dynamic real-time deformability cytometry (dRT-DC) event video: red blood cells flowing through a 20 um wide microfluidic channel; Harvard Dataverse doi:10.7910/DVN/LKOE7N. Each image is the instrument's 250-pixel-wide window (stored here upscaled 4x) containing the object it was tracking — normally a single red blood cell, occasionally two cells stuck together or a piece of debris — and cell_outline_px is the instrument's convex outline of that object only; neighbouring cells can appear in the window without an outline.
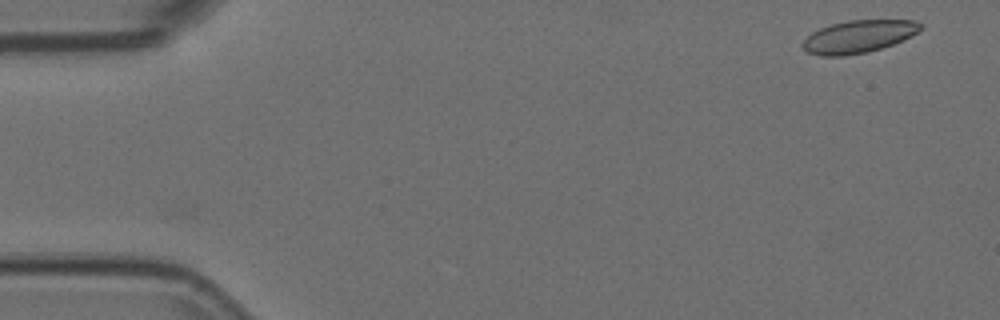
{"species": "Egyptian fruit bat (a non-hibernating species)", "species_latin": "Rousettus aegyptiacus", "temperature_condition": "room temperature", "stored_images_in_passage": 6, "camera_frame_rate_fps": 3000, "um_per_image_px": 0.085, "animal": {"sex": "female"}, "frame": {"image": 1, "passage_image": 1, "time_ms": 0.0, "image_size_px": [1000, 320], "cell_outline_px": [[924, 28], [912, 36], [904, 40], [868, 52], [844, 56], [820, 56], [808, 52], [800, 44], [812, 32], [820, 28], [832, 24], [848, 20], [912, 20], [924, 24]], "centroid_in_image_um": [73.0, 3.1], "position_along_channel_um": 12.0, "area_um2": 22.48}}
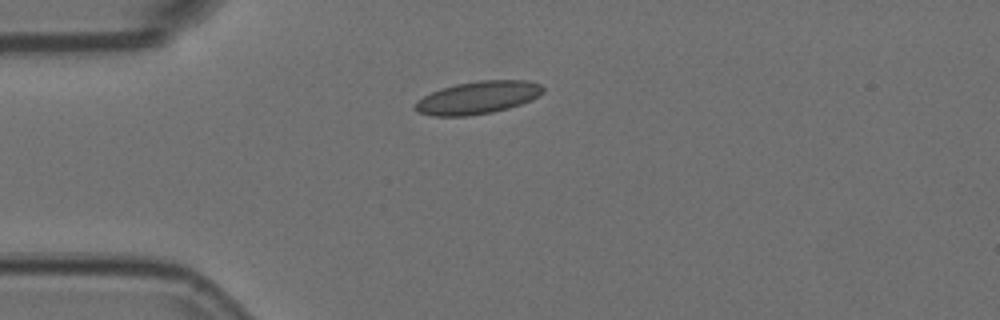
{"frame": {"image": 2, "passage_image": 4, "time_ms": 1.0, "image_size_px": [1000, 320], "cell_outline_px": [[544, 92], [520, 104], [508, 108], [492, 112], [468, 116], [432, 116], [420, 112], [412, 108], [424, 96], [440, 88], [456, 84], [480, 80], [528, 80], [540, 84], [544, 88]], "centroid_in_image_um": [40.61, 8.29], "position_along_channel_um": 44.4, "area_um2": 24.1}}
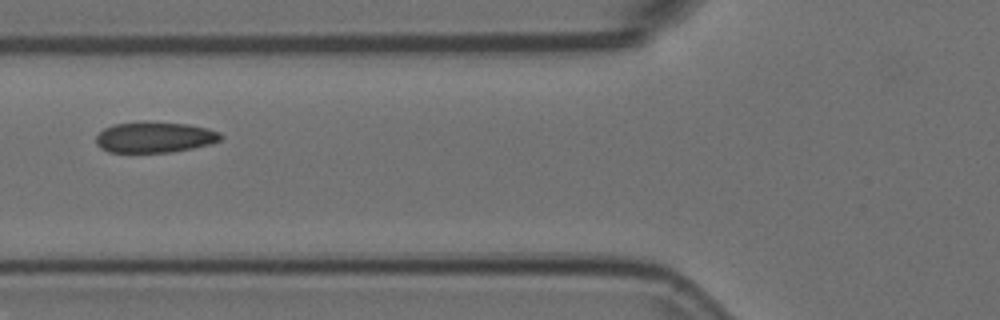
{"frame": {"image": 3, "passage_image": 6, "time_ms": 1.667, "image_size_px": [1000, 320], "cell_outline_px": [[224, 136], [220, 140], [212, 144], [192, 148], [168, 152], [108, 152], [100, 148], [96, 144], [96, 136], [104, 128], [112, 124], [140, 120], [144, 120], [188, 124], [208, 128], [220, 132]], "centroid_in_image_um": [13.14, 11.64], "position_along_channel_um": 112.7, "area_um2": 22.89}}